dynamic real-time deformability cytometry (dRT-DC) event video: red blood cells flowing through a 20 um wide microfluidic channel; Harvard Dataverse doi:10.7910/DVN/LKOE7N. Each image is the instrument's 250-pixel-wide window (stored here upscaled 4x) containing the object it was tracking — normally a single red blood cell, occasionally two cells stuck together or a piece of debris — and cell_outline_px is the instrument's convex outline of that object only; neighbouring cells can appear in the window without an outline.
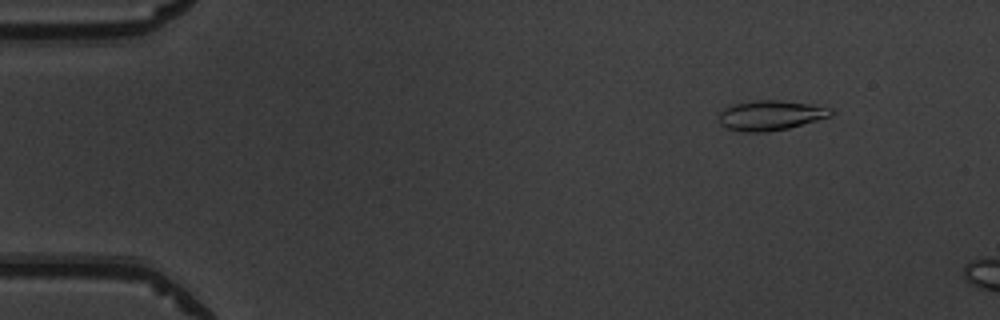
{"species": "common noctule bat (a hibernating species)", "species_latin": "Nyctalus noctula", "temperature_condition": "warm", "stored_images_in_passage": 10, "camera_frame_rate_fps": 3000, "um_per_image_px": 0.085, "animal": {"sex": "male", "body_mass_g": 19.5, "forearm_length_mm": 54.6}, "frame": {"image": 1, "passage_image": 6, "time_ms": 1.667, "image_size_px": [1000, 320], "cell_outline_px": [[836, 112], [832, 116], [788, 128], [764, 132], [744, 132], [728, 128], [720, 124], [720, 112], [724, 108], [736, 104], [756, 100], [780, 100], [808, 104], [832, 108]], "centroid_in_image_um": [65.54, 9.8], "position_along_channel_um": 19.5, "area_um2": 19.36}}